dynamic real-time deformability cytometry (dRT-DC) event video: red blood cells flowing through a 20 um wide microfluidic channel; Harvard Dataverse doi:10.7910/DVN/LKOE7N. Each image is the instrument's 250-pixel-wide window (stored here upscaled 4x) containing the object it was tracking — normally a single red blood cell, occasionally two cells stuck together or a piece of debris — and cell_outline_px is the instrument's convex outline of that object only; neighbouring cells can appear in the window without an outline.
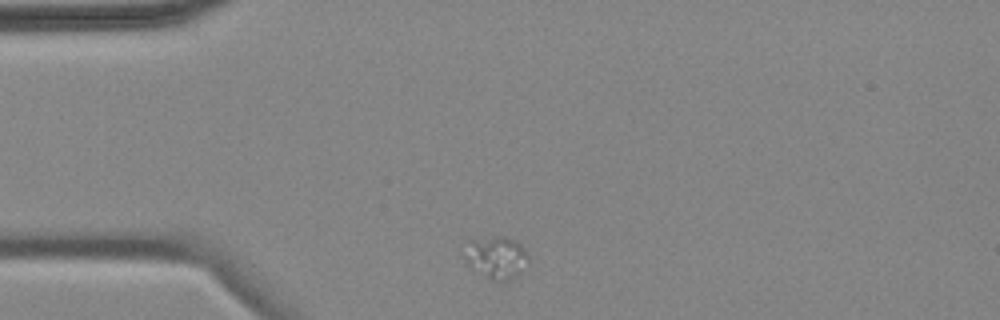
{"species": "common noctule bat (a hibernating species)", "species_latin": "Nyctalus noctula", "temperature_condition": "cold", "stored_images_in_passage": 3, "camera_frame_rate_fps": 3000, "um_per_image_px": 0.085, "animal": {"sex": "female", "body_mass_g": 18.4}, "frame": {"image": 1, "passage_image": 1, "time_ms": 0.0, "image_size_px": [1000, 320], "cell_outline_px": [[528, 260], [516, 276], [504, 280], [492, 280], [468, 268], [460, 252], [472, 240], [500, 236], [504, 236], [516, 240], [528, 252]], "centroid_in_image_um": [42.11, 21.87], "position_along_channel_um": 42.9, "area_um2": 15.9}}